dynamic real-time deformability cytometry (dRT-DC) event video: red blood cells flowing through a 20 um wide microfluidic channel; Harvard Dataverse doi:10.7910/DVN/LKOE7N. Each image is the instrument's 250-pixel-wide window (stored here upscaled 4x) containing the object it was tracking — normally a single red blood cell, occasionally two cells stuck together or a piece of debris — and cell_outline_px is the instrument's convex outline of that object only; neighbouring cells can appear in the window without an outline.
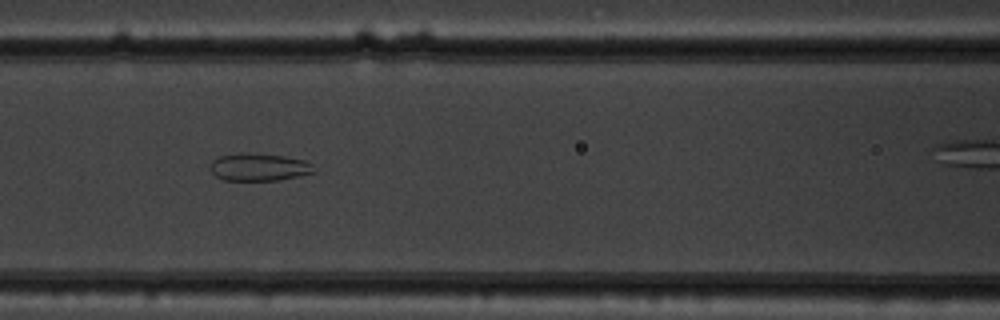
{"species": "common noctule bat (a hibernating species)", "species_latin": "Nyctalus noctula", "temperature_condition": "warm", "stored_images_in_passage": 9, "camera_frame_rate_fps": 3000, "um_per_image_px": 0.085, "animal": {"sex": "male", "body_mass_g": 19.5, "forearm_length_mm": 54.6}, "frame": {"image": 1, "passage_image": 7, "time_ms": 2.0, "image_size_px": [1000, 320], "cell_outline_px": [[316, 172], [280, 180], [224, 180], [216, 176], [208, 168], [208, 164], [212, 160], [220, 156], [240, 152], [244, 152], [284, 156], [304, 160], [312, 164]], "centroid_in_image_um": [21.97, 14.2], "position_along_channel_um": 144.6, "area_um2": 16.82}}